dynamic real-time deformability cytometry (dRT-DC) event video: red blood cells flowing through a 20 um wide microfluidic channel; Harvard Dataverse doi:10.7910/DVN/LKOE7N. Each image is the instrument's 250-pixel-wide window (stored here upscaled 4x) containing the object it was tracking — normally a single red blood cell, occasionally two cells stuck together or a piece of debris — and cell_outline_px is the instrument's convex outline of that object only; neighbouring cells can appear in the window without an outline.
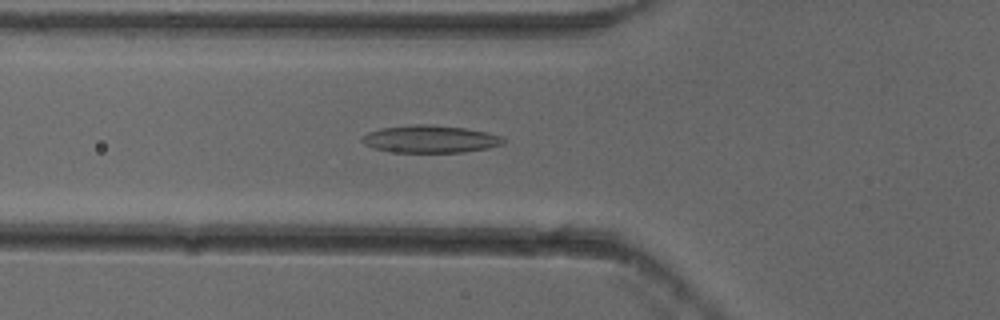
{"species": "common noctule bat (a hibernating species)", "species_latin": "Nyctalus noctula", "temperature_condition": "cold", "stored_images_in_passage": 53, "camera_frame_rate_fps": 3000, "um_per_image_px": 0.085, "animal": {"sex": "female"}, "frame": {"image": 1, "passage_image": 19, "time_ms": 6.0, "image_size_px": [1000, 320], "cell_outline_px": [[504, 140], [500, 144], [488, 148], [464, 152], [396, 152], [372, 148], [364, 144], [360, 140], [360, 136], [368, 132], [380, 128], [416, 124], [428, 124], [464, 128], [504, 136]], "centroid_in_image_um": [36.51, 11.82], "position_along_channel_um": 89.3, "area_um2": 22.54}}
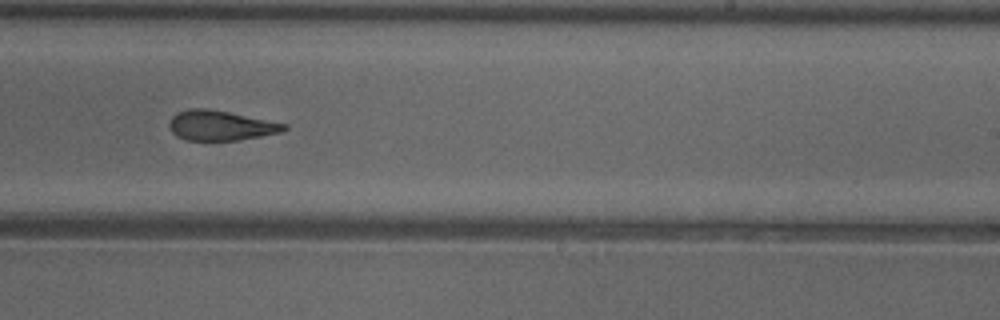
{"frame": {"image": 2, "passage_image": 33, "time_ms": 10.667, "image_size_px": [1000, 320], "cell_outline_px": [[288, 128], [284, 132], [240, 140], [184, 140], [176, 136], [172, 132], [168, 124], [172, 116], [176, 112], [188, 108], [208, 108], [288, 124]], "centroid_in_image_um": [18.75, 10.67], "position_along_channel_um": 270.3, "area_um2": 20.23}}
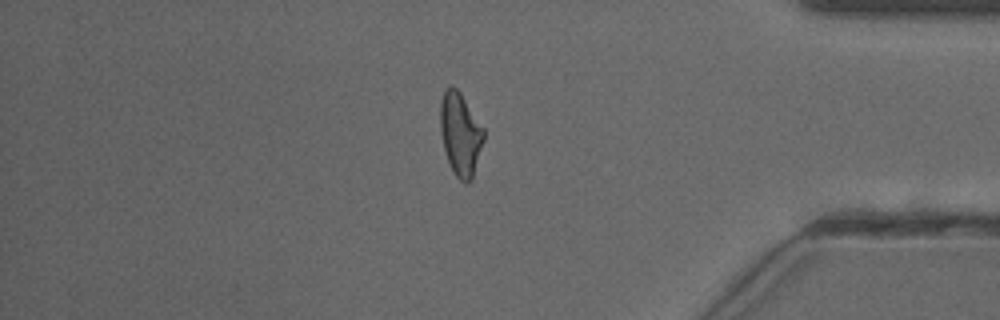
{"frame": {"image": 3, "passage_image": 45, "time_ms": 14.667, "image_size_px": [1000, 320], "cell_outline_px": [[484, 140], [472, 180], [468, 184], [464, 184], [456, 176], [448, 160], [444, 148], [440, 132], [440, 104], [444, 92], [452, 84], [460, 92], [484, 128]], "centroid_in_image_um": [39.14, 11.41], "position_along_channel_um": 396.1, "area_um2": 20.98}, "authors_computed_cell_mechanics": {"area_um2": 21.4438, "velocity_mm_per_s": 3.8636, "shape_relaxation_time_tau1_ms": 6.566, "shape_relaxation_time_tau2_ms": 2.9526, "deformation_change_tau1": 0.21, "deformation_change_tau2": 0.125}}